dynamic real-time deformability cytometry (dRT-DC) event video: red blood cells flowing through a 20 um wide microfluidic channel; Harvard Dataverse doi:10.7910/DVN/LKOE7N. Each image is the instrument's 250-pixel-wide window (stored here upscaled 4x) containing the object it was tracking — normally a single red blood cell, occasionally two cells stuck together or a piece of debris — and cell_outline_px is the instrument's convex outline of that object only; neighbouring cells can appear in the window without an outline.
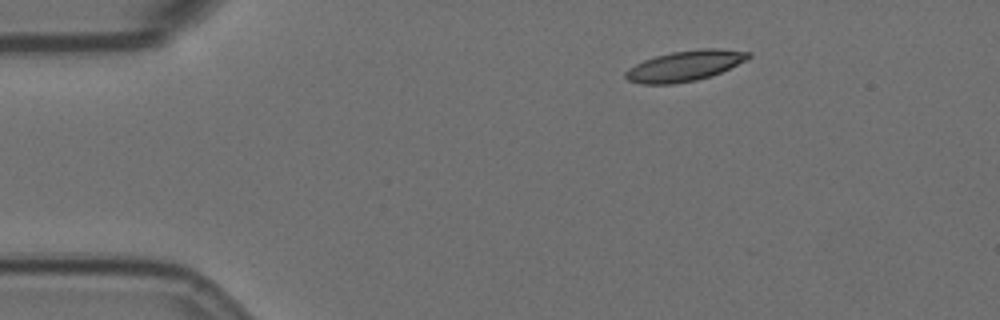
{"species": "Egyptian fruit bat (a non-hibernating species)", "species_latin": "Rousettus aegyptiacus", "temperature_condition": "room temperature", "stored_images_in_passage": 9, "camera_frame_rate_fps": 3000, "um_per_image_px": 0.085, "animal": {"sex": "female"}, "frame": {"image": 1, "passage_image": 1, "time_ms": 0.0, "image_size_px": [1000, 320], "cell_outline_px": [[752, 56], [712, 76], [696, 80], [672, 84], [640, 84], [628, 80], [624, 76], [624, 72], [636, 64], [644, 60], [656, 56], [672, 52], [700, 48], [716, 48], [752, 52]], "centroid_in_image_um": [58.19, 5.59], "position_along_channel_um": 26.8, "area_um2": 21.68}}